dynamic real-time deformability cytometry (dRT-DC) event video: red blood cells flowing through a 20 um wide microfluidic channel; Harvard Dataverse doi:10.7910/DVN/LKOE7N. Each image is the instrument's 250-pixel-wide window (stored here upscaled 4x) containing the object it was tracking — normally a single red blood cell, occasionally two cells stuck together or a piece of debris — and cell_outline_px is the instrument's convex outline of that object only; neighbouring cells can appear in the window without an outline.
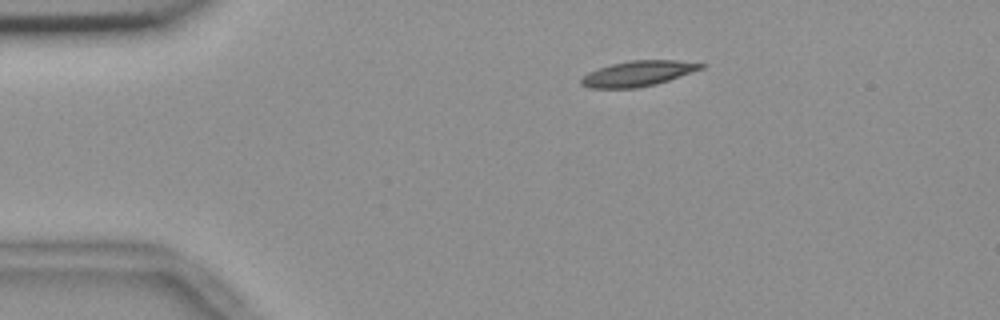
{"species": "common noctule bat (a hibernating species)", "species_latin": "Nyctalus noctula", "temperature_condition": "room temperature", "stored_images_in_passage": 46, "camera_frame_rate_fps": 3000, "um_per_image_px": 0.085, "animal": {"sex": "female", "body_mass_g": 18.4}, "frame": {"image": 1, "passage_image": 1, "time_ms": 0.0, "image_size_px": [1000, 320], "cell_outline_px": [[708, 64], [704, 68], [656, 84], [636, 88], [588, 88], [580, 84], [580, 80], [588, 72], [612, 64], [632, 60], [676, 60]], "centroid_in_image_um": [54.24, 6.25], "position_along_channel_um": 30.8, "area_um2": 17.63}}
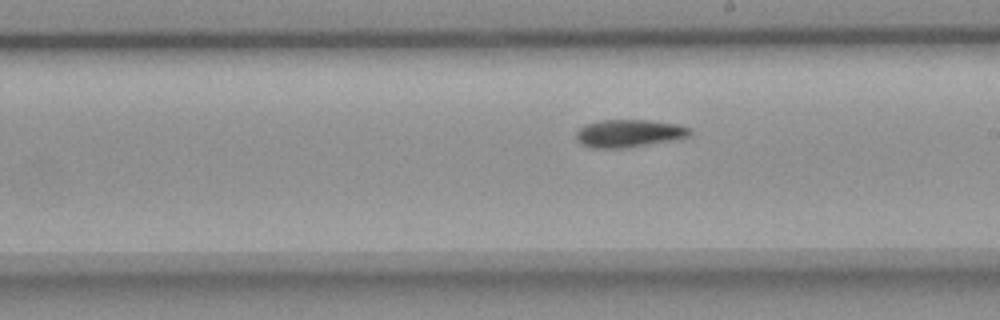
{"frame": {"image": 2, "passage_image": 22, "time_ms": 7.0, "image_size_px": [1000, 320], "cell_outline_px": [[692, 132], [688, 136], [672, 140], [624, 148], [592, 148], [580, 144], [576, 140], [576, 132], [584, 124], [600, 120], [648, 120], [676, 124], [688, 128]], "centroid_in_image_um": [53.39, 11.33], "position_along_channel_um": 235.6, "area_um2": 18.26}}
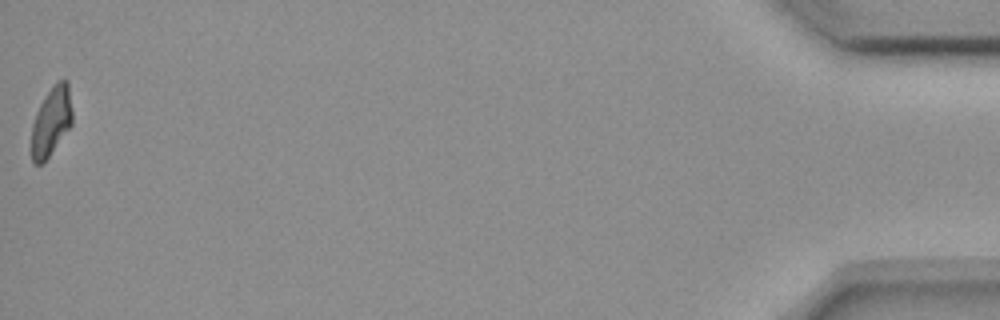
{"frame": {"image": 3, "passage_image": 46, "time_ms": 15.0, "image_size_px": [1000, 320], "cell_outline_px": [[72, 124], [48, 156], [40, 164], [32, 164], [32, 124], [36, 112], [40, 104], [56, 80], [68, 80], [72, 112]], "centroid_in_image_um": [4.36, 10.28], "position_along_channel_um": 430.8, "area_um2": 16.13}, "authors_computed_cell_mechanics": {"area_um2": 17.7157, "velocity_mm_per_s": 3.6582, "shape_relaxation_time_tau1_ms": 10.7073, "shape_relaxation_time_tau2_ms": 8.6575, "deformation_change_tau1": 0.2426, "deformation_change_tau2": 0.1446}}